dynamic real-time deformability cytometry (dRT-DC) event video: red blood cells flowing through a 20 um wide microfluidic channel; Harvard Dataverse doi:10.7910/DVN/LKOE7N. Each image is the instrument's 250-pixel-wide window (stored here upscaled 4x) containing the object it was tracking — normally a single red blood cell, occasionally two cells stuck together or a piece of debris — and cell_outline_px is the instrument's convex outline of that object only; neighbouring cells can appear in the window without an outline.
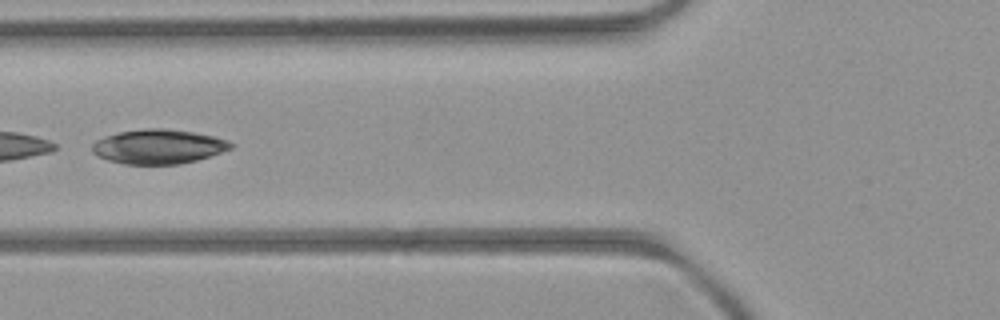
{"species": "common noctule bat (a hibernating species)", "species_latin": "Nyctalus noctula", "temperature_condition": "room temperature", "stored_images_in_passage": 6, "camera_frame_rate_fps": 3000, "um_per_image_px": 0.085, "animal": {"sex": "female", "body_mass_g": 21.9}, "frame": {"image": 1, "passage_image": 5, "time_ms": 4.667, "image_size_px": [1000, 320], "cell_outline_px": [[232, 148], [196, 160], [180, 164], [124, 164], [108, 160], [92, 152], [92, 144], [96, 140], [104, 136], [120, 132], [144, 128], [164, 128], [192, 132], [212, 136], [228, 140], [232, 144]], "centroid_in_image_um": [13.43, 12.45], "position_along_channel_um": 112.4, "area_um2": 27.57}}
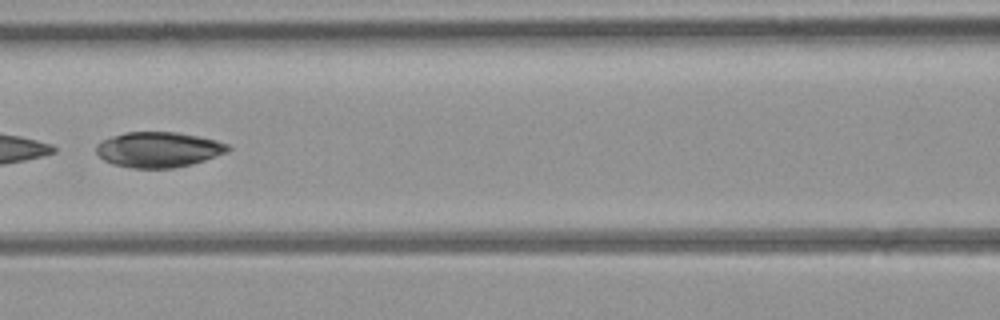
{"frame": {"image": 2, "passage_image": 6, "time_ms": 5.667, "image_size_px": [1000, 320], "cell_outline_px": [[232, 148], [228, 152], [192, 164], [172, 168], [132, 168], [112, 164], [104, 160], [96, 152], [96, 144], [112, 136], [124, 132], [176, 132], [216, 140], [228, 144]], "centroid_in_image_um": [13.47, 12.72], "position_along_channel_um": 153.1, "area_um2": 27.11}}